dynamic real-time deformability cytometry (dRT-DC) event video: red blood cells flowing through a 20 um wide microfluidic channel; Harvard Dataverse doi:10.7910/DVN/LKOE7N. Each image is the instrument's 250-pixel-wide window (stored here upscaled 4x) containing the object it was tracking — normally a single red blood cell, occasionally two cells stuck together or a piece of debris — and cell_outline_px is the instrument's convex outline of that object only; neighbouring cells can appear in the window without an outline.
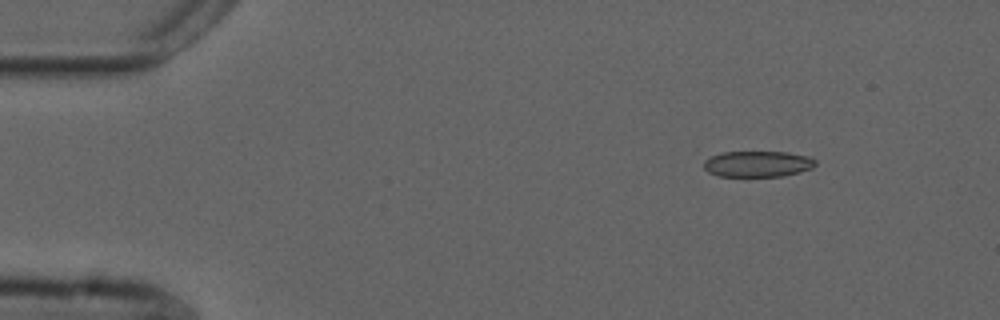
{"species": "common noctule bat (a hibernating species)", "species_latin": "Nyctalus noctula", "temperature_condition": "cold", "stored_images_in_passage": 49, "camera_frame_rate_fps": 3000, "um_per_image_px": 0.085, "animal": {"sex": "male", "forearm_length_mm": 52.5}, "frame": {"image": 1, "passage_image": 1, "time_ms": 0.0, "image_size_px": [1000, 320], "cell_outline_px": [[816, 164], [812, 168], [800, 172], [784, 176], [720, 176], [708, 172], [704, 168], [704, 160], [720, 152], [788, 152], [808, 156], [816, 160]], "centroid_in_image_um": [64.41, 13.93], "position_along_channel_um": 20.6, "area_um2": 16.94}}
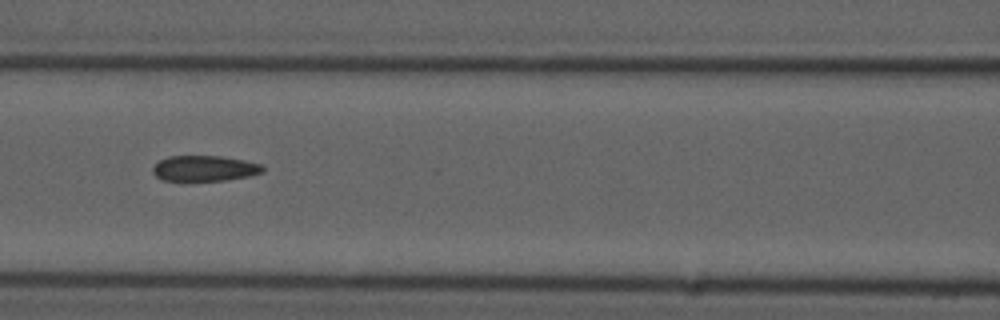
{"frame": {"image": 2, "passage_image": 18, "time_ms": 5.667, "image_size_px": [1000, 320], "cell_outline_px": [[264, 172], [248, 176], [224, 180], [160, 180], [152, 172], [152, 168], [160, 160], [168, 156], [220, 156], [244, 160], [260, 164], [264, 168]], "centroid_in_image_um": [17.37, 14.3], "position_along_channel_um": 149.2, "area_um2": 16.24}}
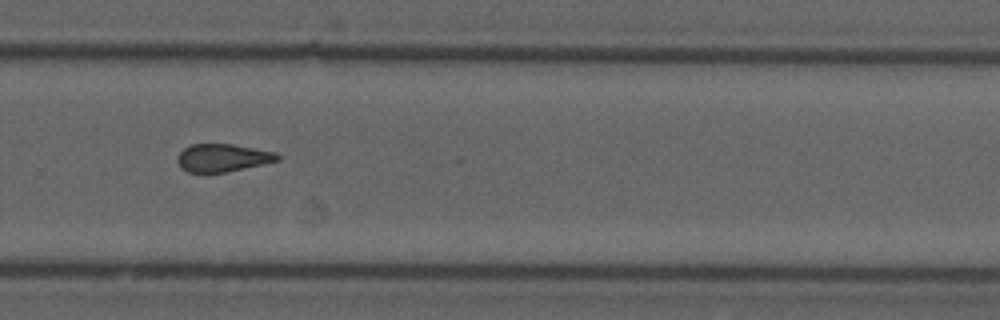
{"frame": {"image": 3, "passage_image": 31, "time_ms": 10.0, "image_size_px": [1000, 320], "cell_outline_px": [[280, 160], [264, 164], [224, 172], [188, 172], [180, 168], [176, 160], [176, 156], [184, 148], [192, 144], [232, 144], [276, 152], [280, 156]], "centroid_in_image_um": [18.91, 13.41], "position_along_channel_um": 310.9, "area_um2": 16.24}, "authors_computed_cell_mechanics": {"area_um2": 17.1088, "velocity_mm_per_s": 3.7481, "shape_relaxation_time_tau1_ms": null, "shape_relaxation_time_tau2_ms": 2.7224, "deformation_change_tau1": null, "deformation_change_tau2": 0.1053}}